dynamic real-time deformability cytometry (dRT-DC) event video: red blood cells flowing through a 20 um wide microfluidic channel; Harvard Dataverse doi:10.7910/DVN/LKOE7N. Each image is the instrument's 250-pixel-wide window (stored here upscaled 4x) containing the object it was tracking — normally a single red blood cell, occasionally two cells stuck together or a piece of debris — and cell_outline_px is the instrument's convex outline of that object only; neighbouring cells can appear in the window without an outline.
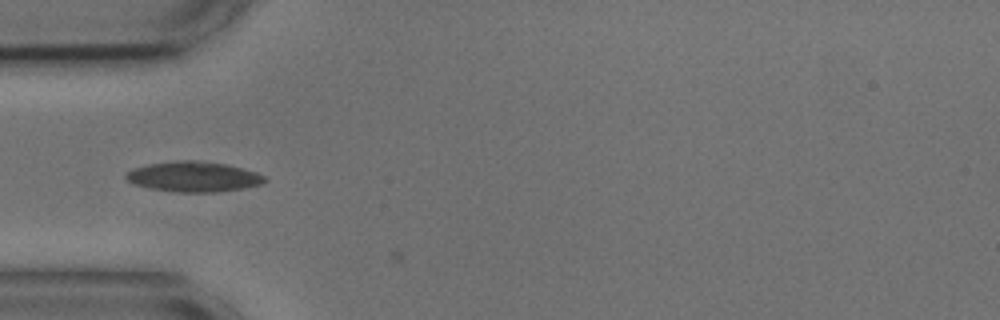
{"species": "common noctule bat (a hibernating species)", "species_latin": "Nyctalus noctula", "temperature_condition": "cold", "stored_images_in_passage": 5, "camera_frame_rate_fps": 3000, "um_per_image_px": 0.085, "animal": {"sex": "male", "body_mass_g": 17.9, "forearm_length_mm": 54.2}, "frame": {"image": 1, "passage_image": 3, "time_ms": 0.667, "image_size_px": [1000, 320], "cell_outline_px": [[268, 180], [260, 184], [240, 188], [216, 192], [180, 192], [152, 188], [136, 184], [128, 180], [124, 176], [128, 172], [136, 168], [148, 164], [176, 160], [196, 160], [224, 164], [256, 172], [264, 176]], "centroid_in_image_um": [16.46, 15.01], "position_along_channel_um": 68.5, "area_um2": 23.93}}